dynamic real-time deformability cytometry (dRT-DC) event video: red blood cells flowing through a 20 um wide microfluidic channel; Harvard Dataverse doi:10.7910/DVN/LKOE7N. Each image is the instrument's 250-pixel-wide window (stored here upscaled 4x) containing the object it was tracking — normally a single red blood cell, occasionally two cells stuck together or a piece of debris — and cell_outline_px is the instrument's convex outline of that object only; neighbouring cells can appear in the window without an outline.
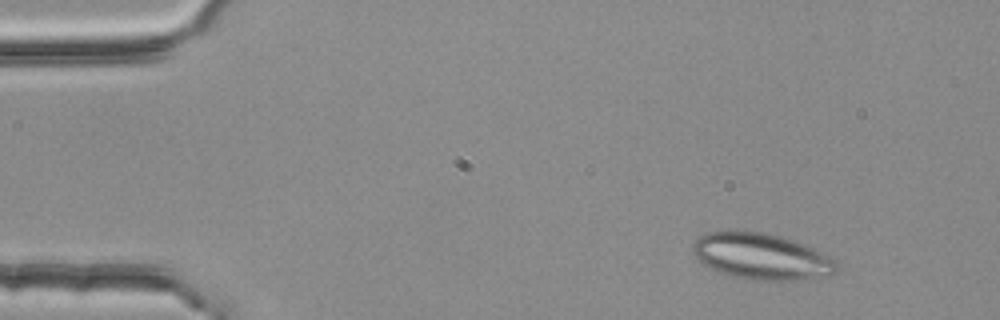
{"species": "common noctule bat (a hibernating species)", "species_latin": "Nyctalus noctula", "temperature_condition": "room temperature", "stored_images_in_passage": 3, "camera_frame_rate_fps": 3000, "um_per_image_px": 0.085, "animal": {"sex": "female", "body_mass_g": 25.1}, "frame": {"image": 1, "passage_image": 1, "time_ms": 0.0, "image_size_px": [1000, 320], "cell_outline_px": [[836, 272], [792, 280], [752, 280], [732, 276], [720, 272], [704, 264], [692, 252], [692, 244], [700, 236], [708, 232], [736, 228], [764, 232], [780, 236], [792, 240], [820, 252], [836, 260]], "centroid_in_image_um": [64.62, 21.75], "position_along_channel_um": 20.4, "area_um2": 38.44}}